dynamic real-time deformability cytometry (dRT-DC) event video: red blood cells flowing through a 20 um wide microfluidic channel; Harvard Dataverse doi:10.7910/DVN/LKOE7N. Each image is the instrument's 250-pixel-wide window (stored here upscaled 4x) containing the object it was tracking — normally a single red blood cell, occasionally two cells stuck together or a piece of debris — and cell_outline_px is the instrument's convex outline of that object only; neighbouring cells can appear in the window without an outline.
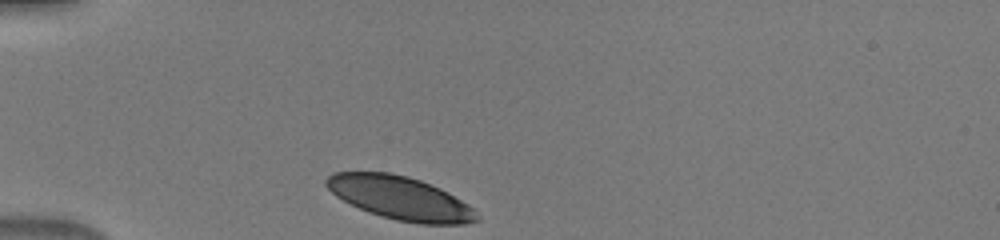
{"species": "human", "species_latin": "Homo sapiens", "temperature_condition": "warm", "stored_images_in_passage": 30, "camera_frame_rate_fps": 3000, "um_per_image_px": 0.085, "donor": {"sex": "male"}, "frame": {"image": 1, "passage_image": 1, "time_ms": 0.0, "image_size_px": [1000, 240], "cell_outline_px": [[480, 220], [464, 224], [420, 224], [396, 220], [368, 212], [336, 196], [324, 184], [324, 180], [332, 172], [388, 172], [408, 176], [420, 180], [440, 188], [448, 192], [472, 208], [480, 216]], "centroid_in_image_um": [34.02, 16.83], "position_along_channel_um": 51.0, "area_um2": 37.86}}
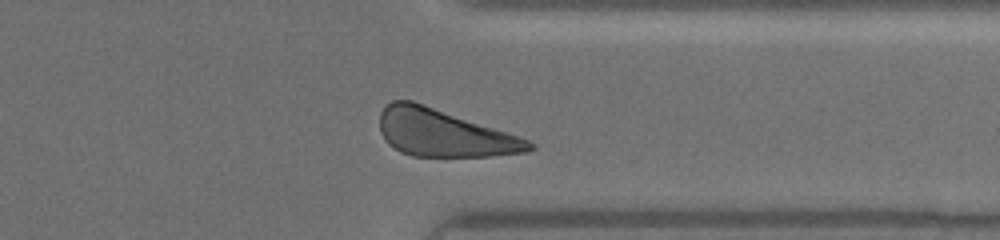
{"frame": {"image": 2, "passage_image": 27, "time_ms": 8.667, "image_size_px": [1000, 240], "cell_outline_px": [[536, 148], [528, 152], [488, 156], [412, 156], [400, 152], [388, 144], [380, 132], [380, 112], [392, 100], [412, 100], [508, 132], [528, 140], [536, 144]], "centroid_in_image_um": [37.72, 11.31], "position_along_channel_um": 373.7, "area_um2": 41.04}}